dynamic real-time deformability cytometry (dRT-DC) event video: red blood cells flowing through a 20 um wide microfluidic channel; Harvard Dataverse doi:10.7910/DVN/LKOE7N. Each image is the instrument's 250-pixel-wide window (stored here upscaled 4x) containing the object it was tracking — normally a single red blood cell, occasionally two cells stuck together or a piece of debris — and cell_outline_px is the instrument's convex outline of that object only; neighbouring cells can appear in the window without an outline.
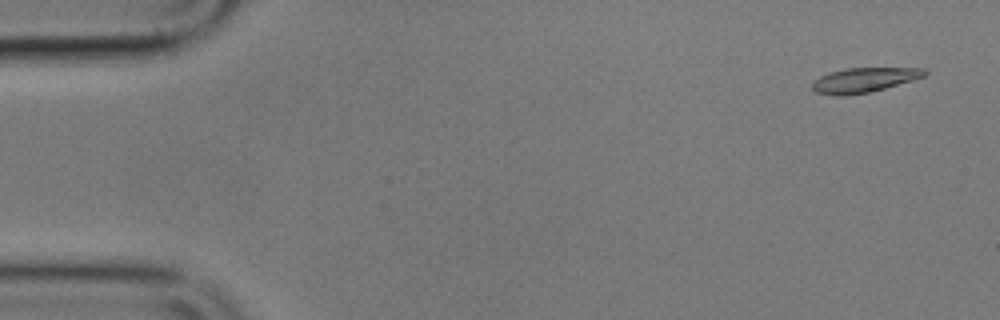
{"species": "common noctule bat (a hibernating species)", "species_latin": "Nyctalus noctula", "temperature_condition": "cold", "stored_images_in_passage": 56, "camera_frame_rate_fps": 3000, "um_per_image_px": 0.085, "animal": {"sex": "male", "body_mass_g": 17.9}, "frame": {"image": 1, "passage_image": 3, "time_ms": 0.667, "image_size_px": [1000, 320], "cell_outline_px": [[928, 72], [924, 76], [912, 80], [884, 88], [868, 92], [844, 96], [836, 96], [816, 92], [812, 88], [812, 80], [828, 72], [848, 68], [924, 68]], "centroid_in_image_um": [73.39, 6.8], "position_along_channel_um": 11.6, "area_um2": 16.07}}
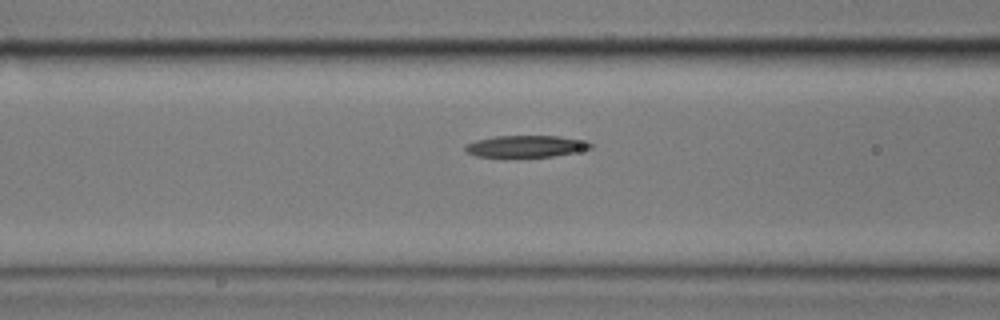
{"frame": {"image": 2, "passage_image": 22, "time_ms": 7.0, "image_size_px": [1000, 320], "cell_outline_px": [[592, 148], [552, 156], [476, 156], [464, 152], [464, 144], [476, 140], [496, 136], [560, 136], [584, 140], [592, 144]], "centroid_in_image_um": [44.65, 12.42], "position_along_channel_um": 121.9, "area_um2": 15.66}}
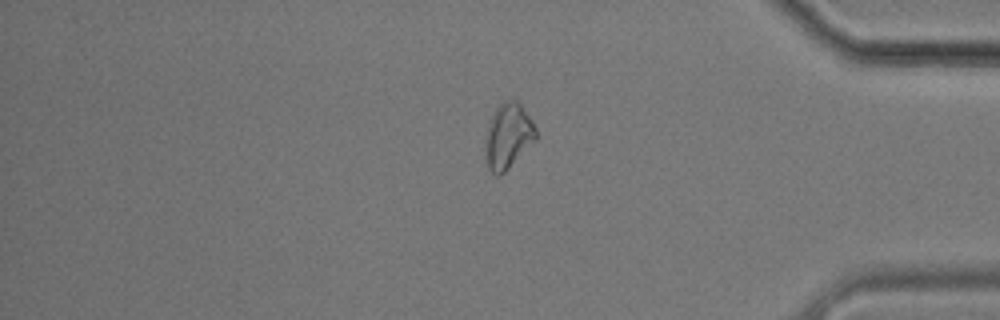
{"frame": {"image": 3, "passage_image": 47, "time_ms": 15.333, "image_size_px": [1000, 320], "cell_outline_px": [[536, 140], [500, 176], [496, 176], [488, 168], [484, 144], [484, 136], [492, 112], [504, 100], [516, 100], [520, 104], [532, 120], [536, 128]], "centroid_in_image_um": [43.16, 11.55], "position_along_channel_um": 392.0, "area_um2": 19.36}, "authors_computed_cell_mechanics": {"area_um2": 16.8776, "velocity_mm_per_s": 3.5422, "shape_relaxation_time_tau1_ms": 4.7677, "shape_relaxation_time_tau2_ms": null, "deformation_change_tau1": 0.1386, "deformation_change_tau2": null}}